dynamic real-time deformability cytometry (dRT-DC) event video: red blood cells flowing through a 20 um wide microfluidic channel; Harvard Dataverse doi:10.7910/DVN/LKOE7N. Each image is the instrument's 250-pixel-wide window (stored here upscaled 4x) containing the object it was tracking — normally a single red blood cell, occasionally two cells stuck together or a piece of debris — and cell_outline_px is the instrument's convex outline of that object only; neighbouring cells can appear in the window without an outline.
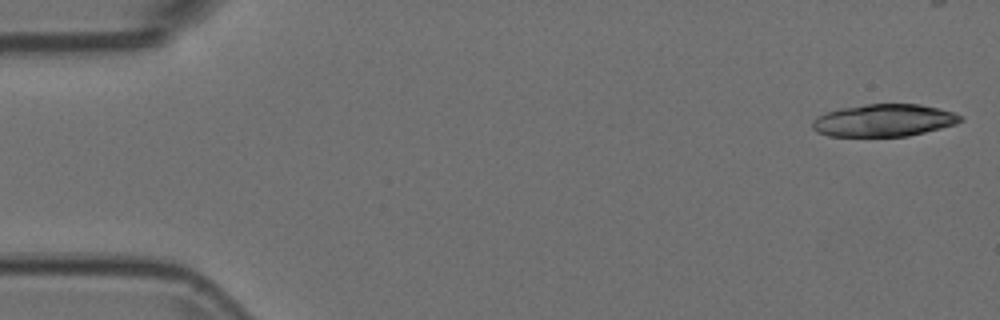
{"species": "Egyptian fruit bat (a non-hibernating species)", "species_latin": "Rousettus aegyptiacus", "temperature_condition": "room temperature", "stored_images_in_passage": 8, "camera_frame_rate_fps": 3000, "um_per_image_px": 0.085, "animal": {"sex": "female"}, "frame": {"image": 1, "passage_image": 1, "time_ms": 0.0, "image_size_px": [1000, 320], "cell_outline_px": [[964, 120], [956, 124], [908, 136], [828, 136], [816, 132], [812, 128], [812, 120], [828, 112], [840, 108], [868, 104], [920, 104], [952, 112], [960, 116]], "centroid_in_image_um": [75.11, 10.24], "position_along_channel_um": 9.9, "area_um2": 27.69}}